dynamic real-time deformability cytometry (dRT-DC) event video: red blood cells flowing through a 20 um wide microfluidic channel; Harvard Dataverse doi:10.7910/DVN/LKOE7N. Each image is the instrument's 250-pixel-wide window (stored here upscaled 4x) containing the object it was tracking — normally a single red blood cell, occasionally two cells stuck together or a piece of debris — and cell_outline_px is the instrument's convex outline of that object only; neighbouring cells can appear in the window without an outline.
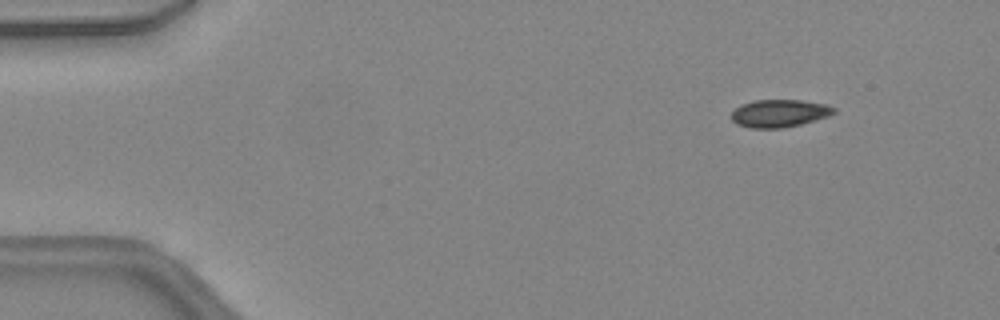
{"species": "common noctule bat (a hibernating species)", "species_latin": "Nyctalus noctula", "temperature_condition": "warm", "stored_images_in_passage": 42, "camera_frame_rate_fps": 3000, "um_per_image_px": 0.085, "animal": {"sex": "female", "body_mass_g": 24.6, "forearm_length_mm": 56.2}, "frame": {"image": 1, "passage_image": 1, "time_ms": 0.0, "image_size_px": [1000, 320], "cell_outline_px": [[836, 112], [828, 116], [800, 124], [784, 128], [752, 128], [736, 124], [732, 120], [732, 112], [740, 104], [752, 100], [800, 100], [824, 104], [836, 108]], "centroid_in_image_um": [66.22, 9.63], "position_along_channel_um": 18.8, "area_um2": 16.47}}
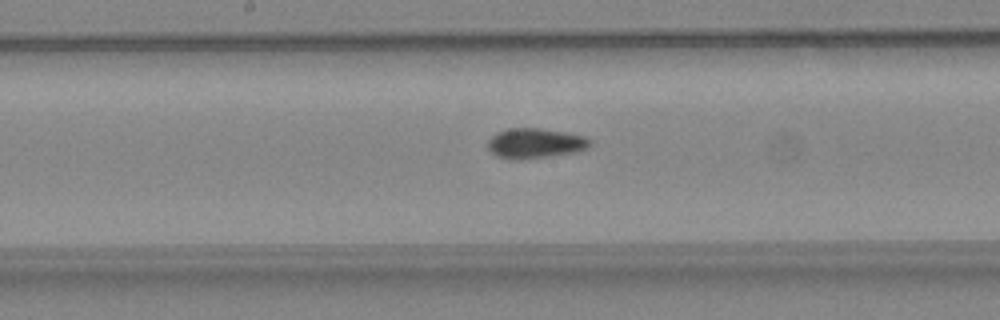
{"frame": {"image": 2, "passage_image": 20, "time_ms": 6.333, "image_size_px": [1000, 320], "cell_outline_px": [[592, 144], [588, 148], [576, 152], [520, 160], [516, 160], [496, 156], [488, 148], [488, 140], [496, 132], [508, 128], [540, 128], [564, 132], [584, 136], [592, 140]], "centroid_in_image_um": [45.49, 12.17], "position_along_channel_um": 202.7, "area_um2": 17.98}}
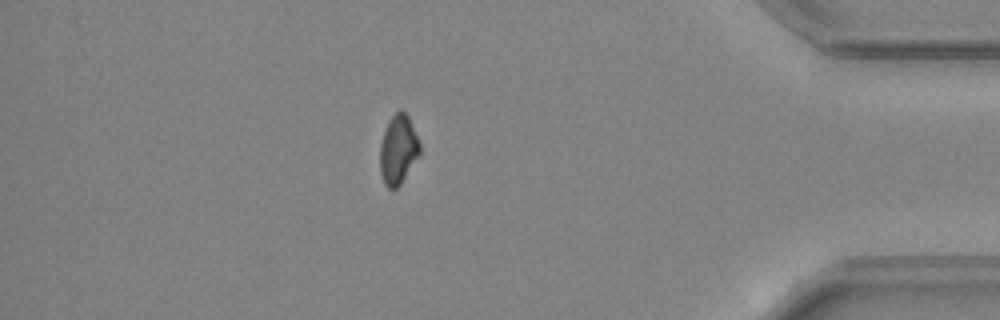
{"frame": {"image": 3, "passage_image": 36, "time_ms": 11.667, "image_size_px": [1000, 320], "cell_outline_px": [[420, 156], [400, 184], [396, 188], [388, 188], [384, 184], [380, 172], [380, 144], [388, 120], [400, 108], [408, 116], [420, 144]], "centroid_in_image_um": [33.84, 12.72], "position_along_channel_um": 401.4, "area_um2": 16.07}, "authors_computed_cell_mechanics": {"area_um2": 17.0799, "velocity_mm_per_s": 4.4705, "shape_relaxation_time_tau1_ms": null, "shape_relaxation_time_tau2_ms": 8.0815, "deformation_change_tau1": null, "deformation_change_tau2": 0.0908}}